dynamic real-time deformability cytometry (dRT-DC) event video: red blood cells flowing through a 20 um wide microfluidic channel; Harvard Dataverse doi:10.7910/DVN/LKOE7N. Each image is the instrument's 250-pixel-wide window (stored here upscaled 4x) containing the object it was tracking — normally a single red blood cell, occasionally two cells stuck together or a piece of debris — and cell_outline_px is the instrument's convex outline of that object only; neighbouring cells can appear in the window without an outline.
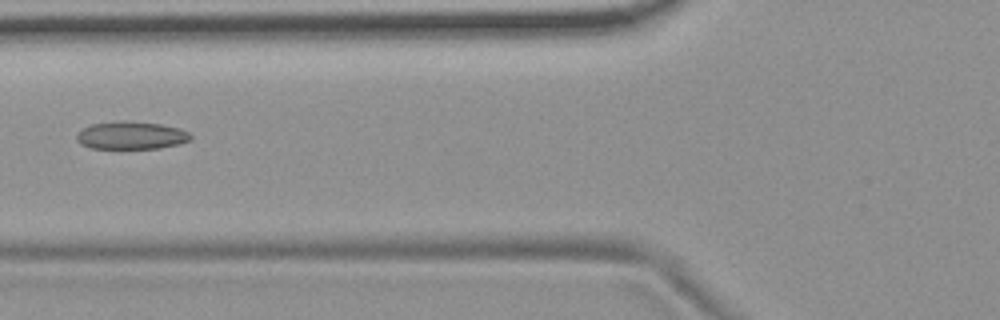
{"species": "common noctule bat (a hibernating species)", "species_latin": "Nyctalus noctula", "temperature_condition": "room temperature", "stored_images_in_passage": 6, "camera_frame_rate_fps": 3000, "um_per_image_px": 0.085, "animal": {"sex": "female", "body_mass_g": 19.9}, "frame": {"image": 1, "passage_image": 6, "time_ms": 1.667, "image_size_px": [1000, 320], "cell_outline_px": [[192, 136], [188, 140], [176, 144], [160, 148], [92, 148], [80, 144], [76, 140], [76, 136], [84, 128], [92, 124], [120, 120], [124, 120], [160, 124], [180, 128], [188, 132]], "centroid_in_image_um": [11.13, 11.5], "position_along_channel_um": 114.7, "area_um2": 18.26}}